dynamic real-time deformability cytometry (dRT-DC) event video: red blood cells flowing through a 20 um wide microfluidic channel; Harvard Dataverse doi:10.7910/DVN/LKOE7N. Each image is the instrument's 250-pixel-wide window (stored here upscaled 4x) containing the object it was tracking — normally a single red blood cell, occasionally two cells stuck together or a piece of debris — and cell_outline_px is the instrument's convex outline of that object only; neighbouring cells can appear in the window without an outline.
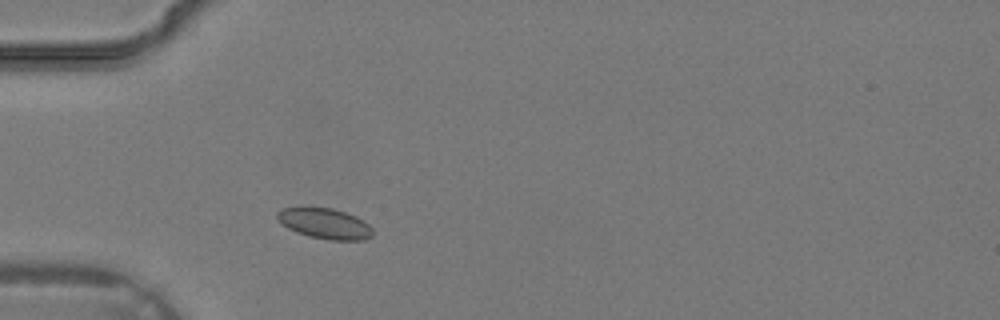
{"species": "common noctule bat (a hibernating species)", "species_latin": "Nyctalus noctula", "temperature_condition": "warm", "stored_images_in_passage": 26, "camera_frame_rate_fps": 3000, "um_per_image_px": 0.085, "animal": {"sex": "male", "body_mass_g": 19.2, "forearm_length_mm": 51.8}, "frame": {"image": 1, "passage_image": 1, "time_ms": 0.0, "image_size_px": [1000, 320], "cell_outline_px": [[372, 236], [364, 240], [328, 240], [308, 236], [296, 232], [288, 228], [276, 216], [276, 212], [284, 208], [300, 204], [304, 204], [332, 208], [356, 216], [364, 220], [372, 228]], "centroid_in_image_um": [27.58, 18.95], "position_along_channel_um": 57.4, "area_um2": 17.57}}
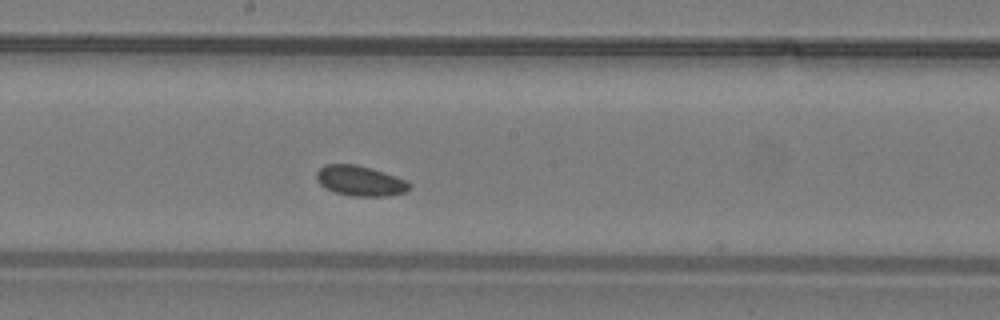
{"frame": {"image": 2, "passage_image": 10, "time_ms": 3.0, "image_size_px": [1000, 320], "cell_outline_px": [[412, 184], [404, 192], [388, 196], [352, 196], [336, 192], [324, 188], [316, 180], [316, 172], [324, 164], [356, 164], [372, 168], [404, 180]], "centroid_in_image_um": [30.56, 15.36], "position_along_channel_um": 217.6, "area_um2": 16.24}}
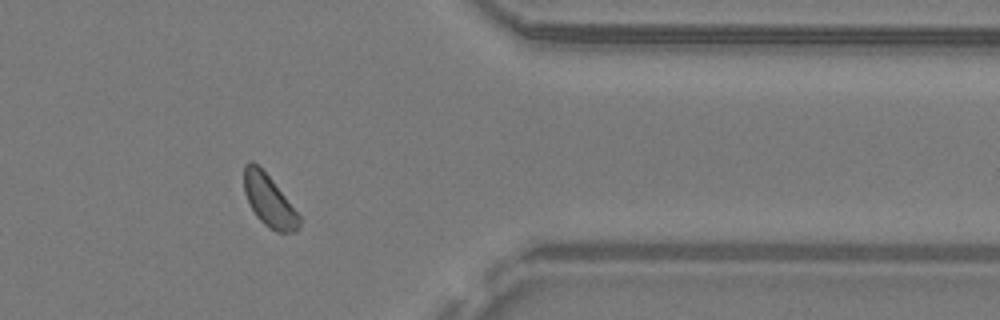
{"frame": {"image": 3, "passage_image": 20, "time_ms": 6.333, "image_size_px": [1000, 320], "cell_outline_px": [[300, 224], [292, 232], [276, 232], [264, 224], [256, 216], [244, 192], [244, 164], [248, 160], [252, 160], [272, 180], [300, 216]], "centroid_in_image_um": [22.84, 17.04], "position_along_channel_um": 388.6, "area_um2": 16.24}}